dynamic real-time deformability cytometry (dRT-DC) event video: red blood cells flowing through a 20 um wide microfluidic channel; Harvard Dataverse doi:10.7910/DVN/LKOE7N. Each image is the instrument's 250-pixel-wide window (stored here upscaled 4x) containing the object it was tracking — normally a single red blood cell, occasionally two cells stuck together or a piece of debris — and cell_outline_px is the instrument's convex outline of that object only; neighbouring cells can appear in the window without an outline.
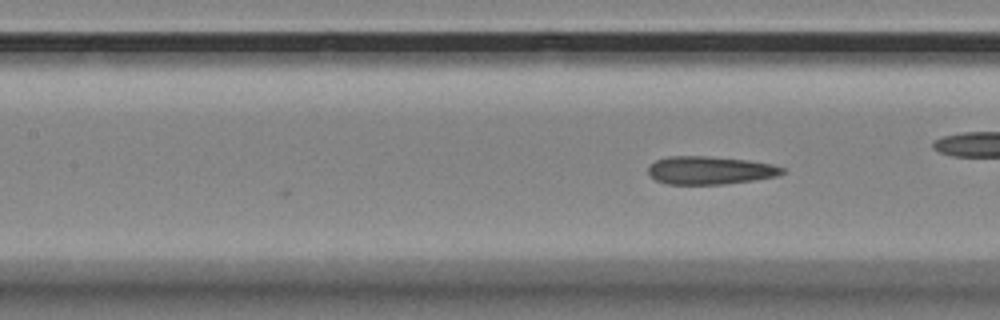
{"species": "Egyptian fruit bat (a non-hibernating species)", "species_latin": "Rousettus aegyptiacus", "temperature_condition": "room temperature", "stored_images_in_passage": 10, "camera_frame_rate_fps": 3000, "um_per_image_px": 0.085, "animal": {"sex": "female"}, "frame": {"image": 1, "passage_image": 10, "time_ms": 3.0, "image_size_px": [1000, 320], "cell_outline_px": [[784, 172], [776, 176], [752, 180], [724, 184], [668, 184], [656, 180], [648, 172], [648, 164], [656, 160], [668, 156], [708, 156], [748, 160], [772, 164], [784, 168]], "centroid_in_image_um": [60.32, 14.47], "position_along_channel_um": 147.1, "area_um2": 21.85}}